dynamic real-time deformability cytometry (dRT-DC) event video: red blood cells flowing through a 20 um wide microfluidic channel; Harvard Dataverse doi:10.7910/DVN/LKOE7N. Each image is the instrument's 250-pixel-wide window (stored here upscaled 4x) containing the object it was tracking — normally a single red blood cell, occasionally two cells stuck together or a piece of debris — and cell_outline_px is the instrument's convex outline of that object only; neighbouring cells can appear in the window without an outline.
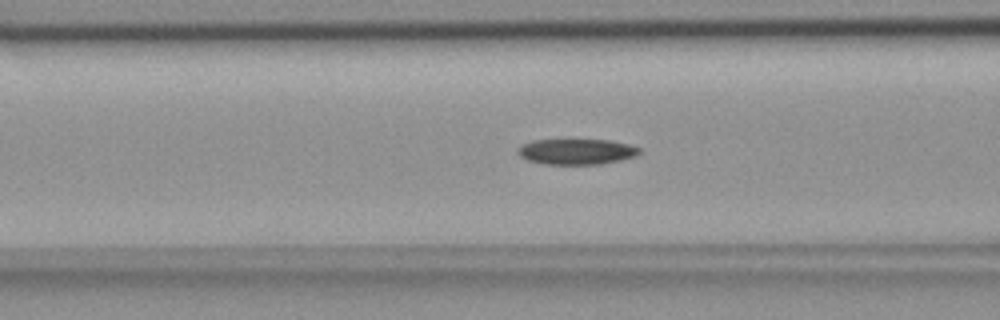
{"species": "common noctule bat (a hibernating species)", "species_latin": "Nyctalus noctula", "temperature_condition": "room temperature", "stored_images_in_passage": 55, "camera_frame_rate_fps": 3000, "um_per_image_px": 0.085, "animal": {"sex": "female", "body_mass_g": 18.4}, "frame": {"image": 1, "passage_image": 22, "time_ms": 7.0, "image_size_px": [1000, 320], "cell_outline_px": [[640, 152], [636, 156], [620, 160], [600, 164], [544, 164], [528, 160], [520, 156], [516, 152], [516, 148], [520, 144], [532, 140], [608, 140], [628, 144], [640, 148]], "centroid_in_image_um": [48.95, 12.88], "position_along_channel_um": 117.6, "area_um2": 18.21}}
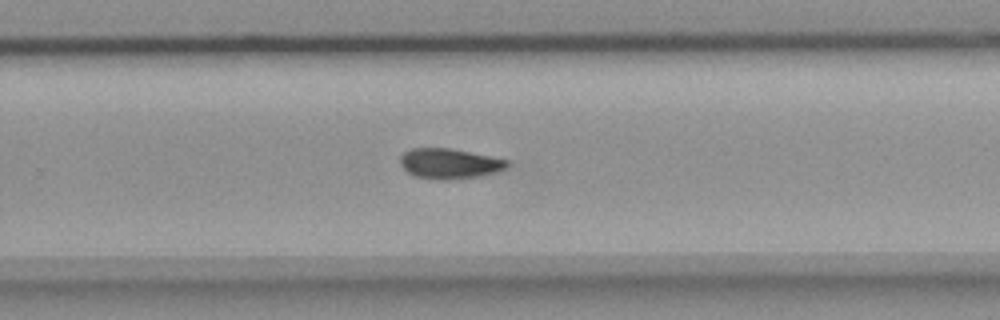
{"frame": {"image": 2, "passage_image": 36, "time_ms": 11.667, "image_size_px": [1000, 320], "cell_outline_px": [[508, 164], [504, 168], [496, 172], [480, 176], [448, 180], [440, 180], [416, 176], [408, 172], [400, 164], [400, 156], [404, 152], [412, 148], [448, 148], [508, 160]], "centroid_in_image_um": [38.16, 13.91], "position_along_channel_um": 291.6, "area_um2": 18.55}}
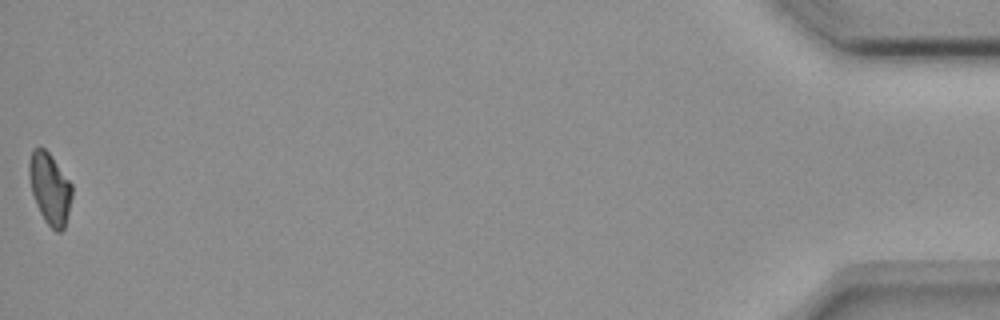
{"frame": {"image": 3, "passage_image": 55, "time_ms": 18.0, "image_size_px": [1000, 320], "cell_outline_px": [[72, 196], [64, 228], [60, 232], [56, 232], [44, 220], [36, 204], [32, 192], [28, 172], [28, 160], [32, 152], [36, 148], [44, 148], [48, 152], [72, 184]], "centroid_in_image_um": [4.23, 16.03], "position_along_channel_um": 431.0, "area_um2": 17.57}}